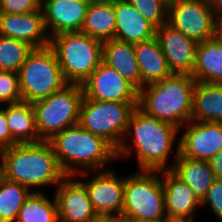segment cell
Instances as JSON below:
<instances>
[{"label":"cell","instance_id":"obj_15","mask_svg":"<svg viewBox=\"0 0 222 222\" xmlns=\"http://www.w3.org/2000/svg\"><path fill=\"white\" fill-rule=\"evenodd\" d=\"M155 37L172 74L192 75L198 43L168 23L155 28Z\"/></svg>","mask_w":222,"mask_h":222},{"label":"cell","instance_id":"obj_36","mask_svg":"<svg viewBox=\"0 0 222 222\" xmlns=\"http://www.w3.org/2000/svg\"><path fill=\"white\" fill-rule=\"evenodd\" d=\"M216 21L222 16V0H209Z\"/></svg>","mask_w":222,"mask_h":222},{"label":"cell","instance_id":"obj_37","mask_svg":"<svg viewBox=\"0 0 222 222\" xmlns=\"http://www.w3.org/2000/svg\"><path fill=\"white\" fill-rule=\"evenodd\" d=\"M96 222H127L123 217H100Z\"/></svg>","mask_w":222,"mask_h":222},{"label":"cell","instance_id":"obj_25","mask_svg":"<svg viewBox=\"0 0 222 222\" xmlns=\"http://www.w3.org/2000/svg\"><path fill=\"white\" fill-rule=\"evenodd\" d=\"M191 121L222 122V84L196 81Z\"/></svg>","mask_w":222,"mask_h":222},{"label":"cell","instance_id":"obj_30","mask_svg":"<svg viewBox=\"0 0 222 222\" xmlns=\"http://www.w3.org/2000/svg\"><path fill=\"white\" fill-rule=\"evenodd\" d=\"M155 28L167 23L169 0H127Z\"/></svg>","mask_w":222,"mask_h":222},{"label":"cell","instance_id":"obj_24","mask_svg":"<svg viewBox=\"0 0 222 222\" xmlns=\"http://www.w3.org/2000/svg\"><path fill=\"white\" fill-rule=\"evenodd\" d=\"M5 115L12 135V146L42 141L36 129L35 111L32 103L21 101L6 104Z\"/></svg>","mask_w":222,"mask_h":222},{"label":"cell","instance_id":"obj_34","mask_svg":"<svg viewBox=\"0 0 222 222\" xmlns=\"http://www.w3.org/2000/svg\"><path fill=\"white\" fill-rule=\"evenodd\" d=\"M0 141H2L7 147L12 146V135L7 124L5 105L0 106Z\"/></svg>","mask_w":222,"mask_h":222},{"label":"cell","instance_id":"obj_43","mask_svg":"<svg viewBox=\"0 0 222 222\" xmlns=\"http://www.w3.org/2000/svg\"><path fill=\"white\" fill-rule=\"evenodd\" d=\"M72 1L83 2V3H90L89 0H72Z\"/></svg>","mask_w":222,"mask_h":222},{"label":"cell","instance_id":"obj_13","mask_svg":"<svg viewBox=\"0 0 222 222\" xmlns=\"http://www.w3.org/2000/svg\"><path fill=\"white\" fill-rule=\"evenodd\" d=\"M222 150V122L189 121L180 128L179 152L188 158L209 161Z\"/></svg>","mask_w":222,"mask_h":222},{"label":"cell","instance_id":"obj_1","mask_svg":"<svg viewBox=\"0 0 222 222\" xmlns=\"http://www.w3.org/2000/svg\"><path fill=\"white\" fill-rule=\"evenodd\" d=\"M179 145L180 129L148 116L136 107L116 157L119 162L134 157L136 170H170L178 157Z\"/></svg>","mask_w":222,"mask_h":222},{"label":"cell","instance_id":"obj_10","mask_svg":"<svg viewBox=\"0 0 222 222\" xmlns=\"http://www.w3.org/2000/svg\"><path fill=\"white\" fill-rule=\"evenodd\" d=\"M117 172L110 168L75 175L85 185L91 204L99 217L122 215L125 176Z\"/></svg>","mask_w":222,"mask_h":222},{"label":"cell","instance_id":"obj_23","mask_svg":"<svg viewBox=\"0 0 222 222\" xmlns=\"http://www.w3.org/2000/svg\"><path fill=\"white\" fill-rule=\"evenodd\" d=\"M170 170L191 188L200 201L216 179L208 161L191 159L180 152Z\"/></svg>","mask_w":222,"mask_h":222},{"label":"cell","instance_id":"obj_18","mask_svg":"<svg viewBox=\"0 0 222 222\" xmlns=\"http://www.w3.org/2000/svg\"><path fill=\"white\" fill-rule=\"evenodd\" d=\"M89 4L72 0H41L49 36L64 32H80Z\"/></svg>","mask_w":222,"mask_h":222},{"label":"cell","instance_id":"obj_32","mask_svg":"<svg viewBox=\"0 0 222 222\" xmlns=\"http://www.w3.org/2000/svg\"><path fill=\"white\" fill-rule=\"evenodd\" d=\"M206 209V210H203ZM202 211L209 209L210 214L219 222H222V180L215 179L201 201Z\"/></svg>","mask_w":222,"mask_h":222},{"label":"cell","instance_id":"obj_14","mask_svg":"<svg viewBox=\"0 0 222 222\" xmlns=\"http://www.w3.org/2000/svg\"><path fill=\"white\" fill-rule=\"evenodd\" d=\"M52 191L57 202L59 222H96L100 218L85 185L75 175H67Z\"/></svg>","mask_w":222,"mask_h":222},{"label":"cell","instance_id":"obj_38","mask_svg":"<svg viewBox=\"0 0 222 222\" xmlns=\"http://www.w3.org/2000/svg\"><path fill=\"white\" fill-rule=\"evenodd\" d=\"M216 35L222 38V16L217 20Z\"/></svg>","mask_w":222,"mask_h":222},{"label":"cell","instance_id":"obj_35","mask_svg":"<svg viewBox=\"0 0 222 222\" xmlns=\"http://www.w3.org/2000/svg\"><path fill=\"white\" fill-rule=\"evenodd\" d=\"M208 162L214 173L215 178L222 180V150L219 151Z\"/></svg>","mask_w":222,"mask_h":222},{"label":"cell","instance_id":"obj_8","mask_svg":"<svg viewBox=\"0 0 222 222\" xmlns=\"http://www.w3.org/2000/svg\"><path fill=\"white\" fill-rule=\"evenodd\" d=\"M83 98L82 85L69 83L49 97L33 102L39 138L49 141L55 134L79 124Z\"/></svg>","mask_w":222,"mask_h":222},{"label":"cell","instance_id":"obj_3","mask_svg":"<svg viewBox=\"0 0 222 222\" xmlns=\"http://www.w3.org/2000/svg\"><path fill=\"white\" fill-rule=\"evenodd\" d=\"M48 142L66 175L110 169L117 161L116 149L80 124L55 134Z\"/></svg>","mask_w":222,"mask_h":222},{"label":"cell","instance_id":"obj_29","mask_svg":"<svg viewBox=\"0 0 222 222\" xmlns=\"http://www.w3.org/2000/svg\"><path fill=\"white\" fill-rule=\"evenodd\" d=\"M33 49L27 42L0 35V71L18 73Z\"/></svg>","mask_w":222,"mask_h":222},{"label":"cell","instance_id":"obj_12","mask_svg":"<svg viewBox=\"0 0 222 222\" xmlns=\"http://www.w3.org/2000/svg\"><path fill=\"white\" fill-rule=\"evenodd\" d=\"M84 98L123 103H138L139 91L114 68L103 61L82 84Z\"/></svg>","mask_w":222,"mask_h":222},{"label":"cell","instance_id":"obj_40","mask_svg":"<svg viewBox=\"0 0 222 222\" xmlns=\"http://www.w3.org/2000/svg\"><path fill=\"white\" fill-rule=\"evenodd\" d=\"M4 179H5V177H4V165H3V161H0V185H1V183Z\"/></svg>","mask_w":222,"mask_h":222},{"label":"cell","instance_id":"obj_2","mask_svg":"<svg viewBox=\"0 0 222 222\" xmlns=\"http://www.w3.org/2000/svg\"><path fill=\"white\" fill-rule=\"evenodd\" d=\"M3 165L5 179L25 186L32 193L55 189L67 176L48 141L8 147Z\"/></svg>","mask_w":222,"mask_h":222},{"label":"cell","instance_id":"obj_42","mask_svg":"<svg viewBox=\"0 0 222 222\" xmlns=\"http://www.w3.org/2000/svg\"><path fill=\"white\" fill-rule=\"evenodd\" d=\"M90 3H112L115 0H89Z\"/></svg>","mask_w":222,"mask_h":222},{"label":"cell","instance_id":"obj_31","mask_svg":"<svg viewBox=\"0 0 222 222\" xmlns=\"http://www.w3.org/2000/svg\"><path fill=\"white\" fill-rule=\"evenodd\" d=\"M22 101L18 73L0 71V106Z\"/></svg>","mask_w":222,"mask_h":222},{"label":"cell","instance_id":"obj_26","mask_svg":"<svg viewBox=\"0 0 222 222\" xmlns=\"http://www.w3.org/2000/svg\"><path fill=\"white\" fill-rule=\"evenodd\" d=\"M116 17L112 3H90L82 33L101 41L115 39Z\"/></svg>","mask_w":222,"mask_h":222},{"label":"cell","instance_id":"obj_27","mask_svg":"<svg viewBox=\"0 0 222 222\" xmlns=\"http://www.w3.org/2000/svg\"><path fill=\"white\" fill-rule=\"evenodd\" d=\"M34 192L25 200L15 222H59L54 194Z\"/></svg>","mask_w":222,"mask_h":222},{"label":"cell","instance_id":"obj_41","mask_svg":"<svg viewBox=\"0 0 222 222\" xmlns=\"http://www.w3.org/2000/svg\"><path fill=\"white\" fill-rule=\"evenodd\" d=\"M137 222H176V221L170 220L169 218L166 217V218L154 220V221H137Z\"/></svg>","mask_w":222,"mask_h":222},{"label":"cell","instance_id":"obj_17","mask_svg":"<svg viewBox=\"0 0 222 222\" xmlns=\"http://www.w3.org/2000/svg\"><path fill=\"white\" fill-rule=\"evenodd\" d=\"M0 35L27 42L34 48L50 45L51 38L41 7L25 14L0 13Z\"/></svg>","mask_w":222,"mask_h":222},{"label":"cell","instance_id":"obj_19","mask_svg":"<svg viewBox=\"0 0 222 222\" xmlns=\"http://www.w3.org/2000/svg\"><path fill=\"white\" fill-rule=\"evenodd\" d=\"M113 7L116 17V40L136 44L155 36V27L127 0H115Z\"/></svg>","mask_w":222,"mask_h":222},{"label":"cell","instance_id":"obj_33","mask_svg":"<svg viewBox=\"0 0 222 222\" xmlns=\"http://www.w3.org/2000/svg\"><path fill=\"white\" fill-rule=\"evenodd\" d=\"M41 7V0H1L0 13L25 14L37 11Z\"/></svg>","mask_w":222,"mask_h":222},{"label":"cell","instance_id":"obj_20","mask_svg":"<svg viewBox=\"0 0 222 222\" xmlns=\"http://www.w3.org/2000/svg\"><path fill=\"white\" fill-rule=\"evenodd\" d=\"M138 91L141 90V74L136 59L134 44L109 39L103 41V59Z\"/></svg>","mask_w":222,"mask_h":222},{"label":"cell","instance_id":"obj_9","mask_svg":"<svg viewBox=\"0 0 222 222\" xmlns=\"http://www.w3.org/2000/svg\"><path fill=\"white\" fill-rule=\"evenodd\" d=\"M138 103L97 101L83 98L79 124L103 137L116 150L125 136L128 121Z\"/></svg>","mask_w":222,"mask_h":222},{"label":"cell","instance_id":"obj_4","mask_svg":"<svg viewBox=\"0 0 222 222\" xmlns=\"http://www.w3.org/2000/svg\"><path fill=\"white\" fill-rule=\"evenodd\" d=\"M195 79L187 74H172L144 86L138 95V108L146 115L178 129L191 121Z\"/></svg>","mask_w":222,"mask_h":222},{"label":"cell","instance_id":"obj_16","mask_svg":"<svg viewBox=\"0 0 222 222\" xmlns=\"http://www.w3.org/2000/svg\"><path fill=\"white\" fill-rule=\"evenodd\" d=\"M167 218L176 222H196L201 201L171 170L162 171Z\"/></svg>","mask_w":222,"mask_h":222},{"label":"cell","instance_id":"obj_5","mask_svg":"<svg viewBox=\"0 0 222 222\" xmlns=\"http://www.w3.org/2000/svg\"><path fill=\"white\" fill-rule=\"evenodd\" d=\"M65 80L83 84L103 59V41L80 32H64L50 38Z\"/></svg>","mask_w":222,"mask_h":222},{"label":"cell","instance_id":"obj_7","mask_svg":"<svg viewBox=\"0 0 222 222\" xmlns=\"http://www.w3.org/2000/svg\"><path fill=\"white\" fill-rule=\"evenodd\" d=\"M23 102L47 98L69 84L50 45L34 48L18 71Z\"/></svg>","mask_w":222,"mask_h":222},{"label":"cell","instance_id":"obj_6","mask_svg":"<svg viewBox=\"0 0 222 222\" xmlns=\"http://www.w3.org/2000/svg\"><path fill=\"white\" fill-rule=\"evenodd\" d=\"M127 222L166 218L162 171L135 170L125 175L122 215Z\"/></svg>","mask_w":222,"mask_h":222},{"label":"cell","instance_id":"obj_22","mask_svg":"<svg viewBox=\"0 0 222 222\" xmlns=\"http://www.w3.org/2000/svg\"><path fill=\"white\" fill-rule=\"evenodd\" d=\"M191 76L197 82L222 84V38L216 35L198 43Z\"/></svg>","mask_w":222,"mask_h":222},{"label":"cell","instance_id":"obj_28","mask_svg":"<svg viewBox=\"0 0 222 222\" xmlns=\"http://www.w3.org/2000/svg\"><path fill=\"white\" fill-rule=\"evenodd\" d=\"M31 193L25 186L4 179L0 185V222H15Z\"/></svg>","mask_w":222,"mask_h":222},{"label":"cell","instance_id":"obj_11","mask_svg":"<svg viewBox=\"0 0 222 222\" xmlns=\"http://www.w3.org/2000/svg\"><path fill=\"white\" fill-rule=\"evenodd\" d=\"M167 23L197 43L216 36L217 21L209 0H169Z\"/></svg>","mask_w":222,"mask_h":222},{"label":"cell","instance_id":"obj_39","mask_svg":"<svg viewBox=\"0 0 222 222\" xmlns=\"http://www.w3.org/2000/svg\"><path fill=\"white\" fill-rule=\"evenodd\" d=\"M7 148L8 147L2 141H0V161H3Z\"/></svg>","mask_w":222,"mask_h":222},{"label":"cell","instance_id":"obj_21","mask_svg":"<svg viewBox=\"0 0 222 222\" xmlns=\"http://www.w3.org/2000/svg\"><path fill=\"white\" fill-rule=\"evenodd\" d=\"M134 48L141 74V89L172 75L155 36L147 41L134 44Z\"/></svg>","mask_w":222,"mask_h":222}]
</instances>
